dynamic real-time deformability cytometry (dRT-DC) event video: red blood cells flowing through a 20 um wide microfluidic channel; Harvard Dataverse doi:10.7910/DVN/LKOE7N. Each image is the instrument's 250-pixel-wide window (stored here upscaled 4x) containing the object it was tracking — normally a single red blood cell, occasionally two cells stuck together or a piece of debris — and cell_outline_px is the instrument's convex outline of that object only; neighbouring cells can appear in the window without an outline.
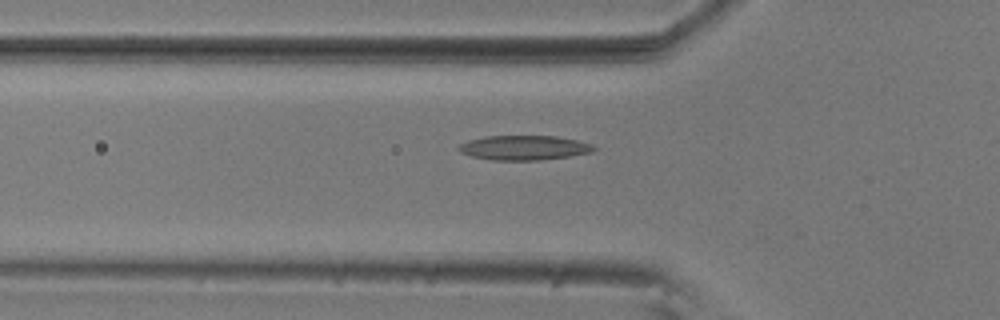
{"species": "common noctule bat (a hibernating species)", "species_latin": "Nyctalus noctula", "temperature_condition": "room temperature", "stored_images_in_passage": 51, "camera_frame_rate_fps": 3000, "um_per_image_px": 0.085, "animal": {"sex": "male", "body_mass_g": 20.5, "forearm_length_mm": 52.5}, "frame": {"image": 1, "passage_image": 18, "time_ms": 5.667, "image_size_px": [1000, 320], "cell_outline_px": [[596, 148], [592, 152], [568, 156], [540, 160], [492, 160], [472, 156], [460, 152], [456, 148], [460, 144], [468, 140], [484, 136], [556, 136], [576, 140], [592, 144]], "centroid_in_image_um": [44.51, 12.55], "position_along_channel_um": 81.3, "area_um2": 19.31}}
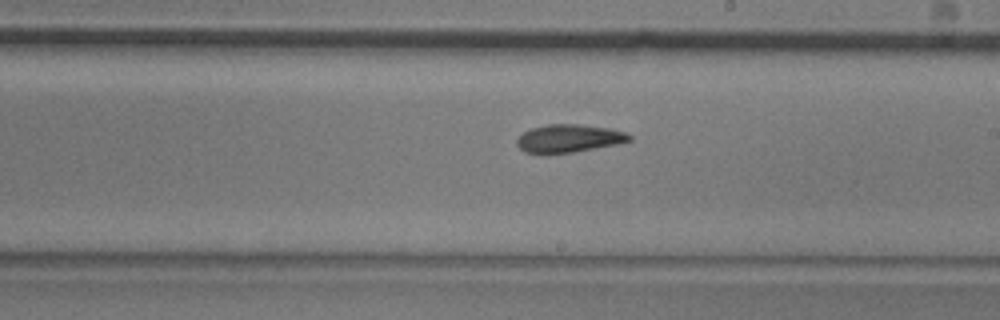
{"frame": {"image": 2, "passage_image": 31, "time_ms": 10.0, "image_size_px": [1000, 320], "cell_outline_px": [[632, 140], [616, 144], [572, 152], [540, 156], [524, 152], [516, 144], [516, 140], [524, 132], [532, 128], [548, 124], [580, 124], [608, 128], [624, 132], [632, 136]], "centroid_in_image_um": [48.29, 11.79], "position_along_channel_um": 240.7, "area_um2": 18.55}}
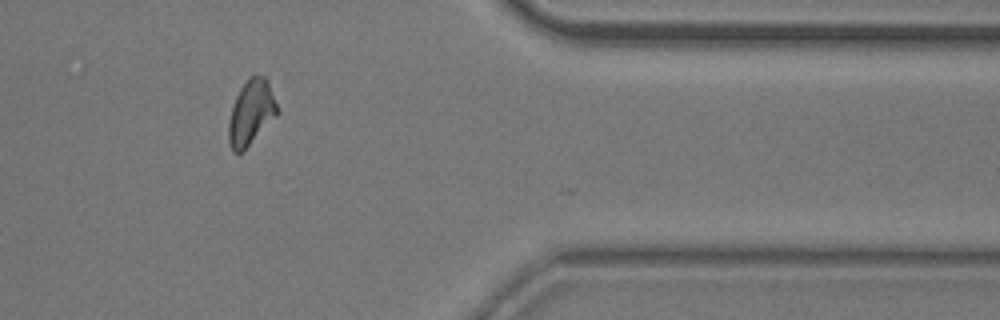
{"frame": {"image": 3, "passage_image": 45, "time_ms": 14.667, "image_size_px": [1000, 320], "cell_outline_px": [[280, 112], [240, 152], [232, 152], [228, 144], [228, 124], [232, 108], [236, 96], [240, 88], [256, 72], [264, 76], [268, 80]], "centroid_in_image_um": [21.35, 9.52], "position_along_channel_um": 390.1, "area_um2": 18.15}}